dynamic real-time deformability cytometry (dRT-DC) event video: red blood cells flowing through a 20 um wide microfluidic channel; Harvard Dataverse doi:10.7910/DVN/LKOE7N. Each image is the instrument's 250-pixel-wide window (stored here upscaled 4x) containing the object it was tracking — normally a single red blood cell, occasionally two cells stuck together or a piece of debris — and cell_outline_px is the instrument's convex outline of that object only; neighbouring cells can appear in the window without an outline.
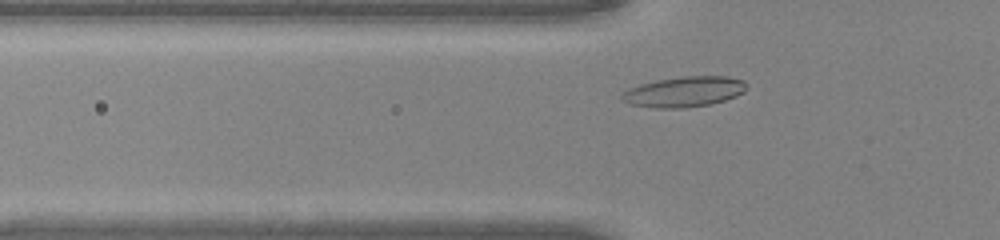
{"species": "common noctule bat (a hibernating species)", "species_latin": "Nyctalus noctula", "temperature_condition": "warm", "stored_images_in_passage": 35, "camera_frame_rate_fps": 3000, "um_per_image_px": 0.085, "animal": {"sex": "male", "body_mass_g": 20.0, "forearm_length_mm": 53.3}, "frame": {"image": 1, "passage_image": 7, "time_ms": 2.0, "image_size_px": [1000, 240], "cell_outline_px": [[748, 88], [744, 92], [736, 96], [712, 104], [684, 108], [656, 108], [628, 104], [620, 100], [620, 96], [628, 88], [640, 84], [656, 80], [684, 76], [728, 76], [744, 80], [748, 84]], "centroid_in_image_um": [58.16, 7.8], "position_along_channel_um": 67.6, "area_um2": 22.43}}
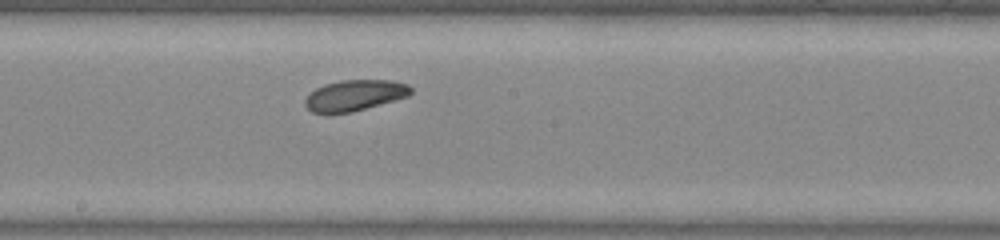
{"frame": {"image": 2, "passage_image": 18, "time_ms": 5.667, "image_size_px": [1000, 240], "cell_outline_px": [[412, 92], [408, 96], [352, 112], [312, 112], [304, 104], [304, 100], [316, 88], [324, 84], [340, 80], [392, 80], [408, 84], [412, 88]], "centroid_in_image_um": [30.17, 8.08], "position_along_channel_um": 218.0, "area_um2": 18.79}}
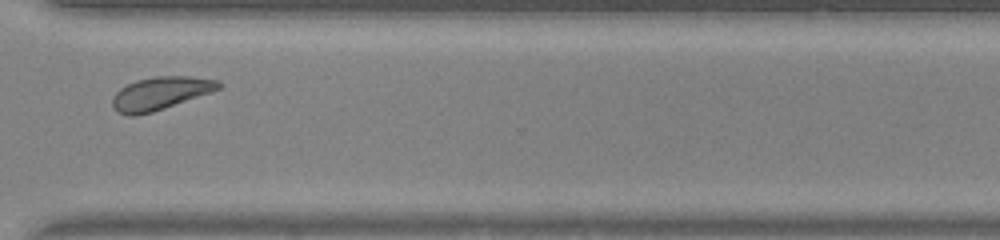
{"frame": {"image": 3, "passage_image": 28, "time_ms": 9.0, "image_size_px": [1000, 240], "cell_outline_px": [[224, 84], [220, 88], [212, 92], [152, 112], [136, 116], [128, 116], [116, 112], [112, 104], [112, 96], [120, 88], [136, 80], [156, 76], [188, 76], [216, 80]], "centroid_in_image_um": [13.61, 7.94], "position_along_channel_um": 357.0, "area_um2": 20.4}, "authors_computed_cell_mechanics": {"area_um2": 19.7676, "velocity_mm_per_s": 4.1453, "shape_relaxation_time_tau1_ms": 1.9432, "shape_relaxation_time_tau2_ms": null, "deformation_change_tau1": 0.0619, "deformation_change_tau2": null}}